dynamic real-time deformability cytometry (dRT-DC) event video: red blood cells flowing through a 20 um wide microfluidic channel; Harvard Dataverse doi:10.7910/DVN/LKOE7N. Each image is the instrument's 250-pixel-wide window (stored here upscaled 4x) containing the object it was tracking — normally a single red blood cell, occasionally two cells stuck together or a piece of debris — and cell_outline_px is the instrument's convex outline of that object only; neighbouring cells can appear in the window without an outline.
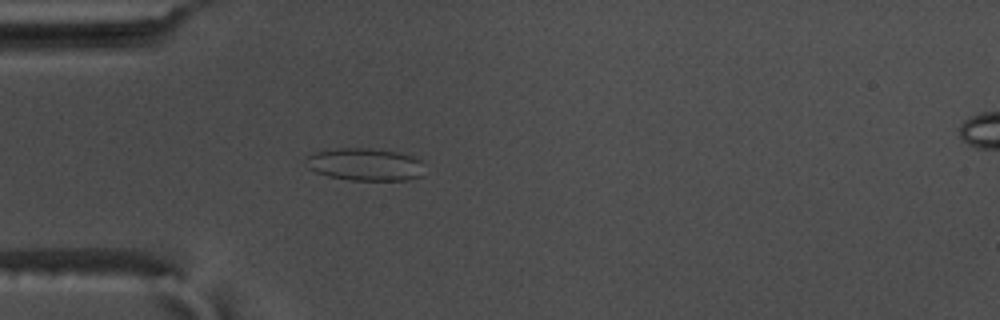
{"species": "common noctule bat (a hibernating species)", "species_latin": "Nyctalus noctula", "temperature_condition": "warm", "stored_images_in_passage": 53, "camera_frame_rate_fps": 3000, "um_per_image_px": 0.085, "animal": {"sex": "male", "body_mass_g": 17.5, "forearm_length_mm": 52.3}, "frame": {"image": 1, "passage_image": 14, "time_ms": 4.333, "image_size_px": [1000, 320], "cell_outline_px": [[424, 176], [408, 180], [352, 180], [328, 176], [316, 172], [308, 168], [304, 164], [304, 160], [308, 156], [316, 152], [336, 148], [372, 148], [400, 152], [412, 156], [420, 160]], "centroid_in_image_um": [31.03, 13.97], "position_along_channel_um": 54.0, "area_um2": 22.66}}
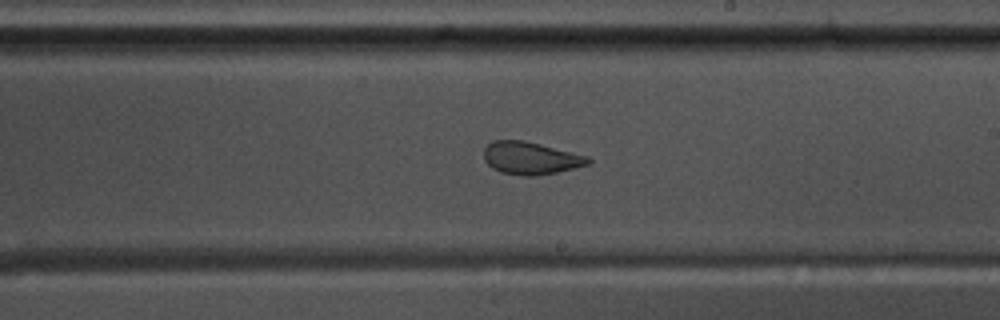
{"frame": {"image": 2, "passage_image": 30, "time_ms": 9.667, "image_size_px": [1000, 320], "cell_outline_px": [[592, 164], [556, 172], [536, 176], [524, 176], [500, 172], [492, 168], [484, 160], [484, 148], [492, 140], [524, 140], [588, 156], [592, 160]], "centroid_in_image_um": [45.11, 13.44], "position_along_channel_um": 243.9, "area_um2": 19.88}}
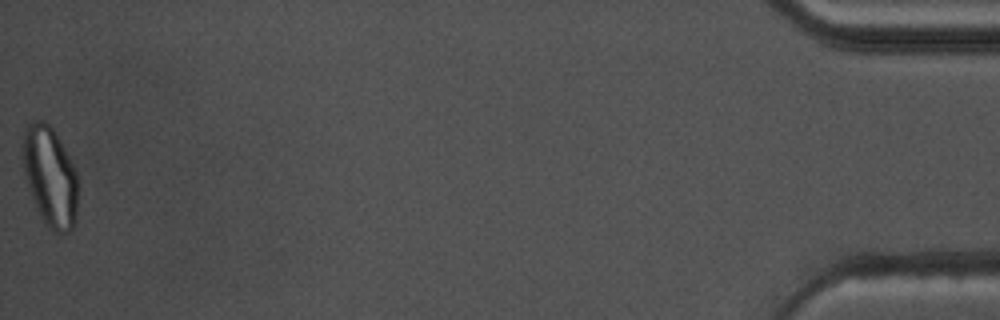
{"frame": {"image": 3, "passage_image": 53, "time_ms": 17.333, "image_size_px": [1000, 320], "cell_outline_px": [[76, 224], [68, 232], [56, 232], [48, 228], [40, 216], [32, 200], [20, 156], [20, 144], [24, 128], [32, 120], [44, 120], [56, 132], [76, 172]], "centroid_in_image_um": [4.19, 14.96], "position_along_channel_um": 431.0, "area_um2": 32.48}, "authors_computed_cell_mechanics": {"area_um2": 24.1604, "velocity_mm_per_s": 3.716, "shape_relaxation_time_tau1_ms": null, "shape_relaxation_time_tau2_ms": 1.2595, "deformation_change_tau1": null, "deformation_change_tau2": 0.0735}}